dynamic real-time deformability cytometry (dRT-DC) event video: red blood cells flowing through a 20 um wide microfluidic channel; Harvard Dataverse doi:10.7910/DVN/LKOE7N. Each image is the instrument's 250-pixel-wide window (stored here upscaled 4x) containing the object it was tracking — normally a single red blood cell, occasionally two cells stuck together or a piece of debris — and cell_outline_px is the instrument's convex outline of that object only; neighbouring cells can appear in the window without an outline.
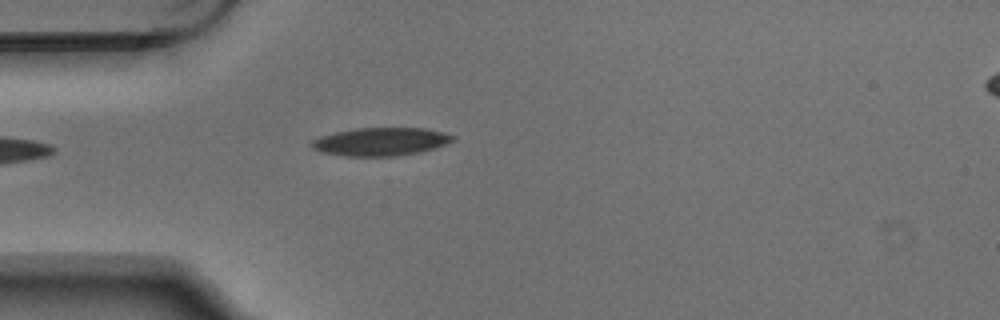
{"species": "Egyptian fruit bat (a non-hibernating species)", "species_latin": "Rousettus aegyptiacus", "temperature_condition": "warm", "stored_images_in_passage": 2, "camera_frame_rate_fps": 3000, "um_per_image_px": 0.085, "animal": {"sex": "male"}, "frame": {"image": 1, "passage_image": 2, "time_ms": 0.333, "image_size_px": [1000, 320], "cell_outline_px": [[456, 140], [420, 152], [396, 156], [344, 156], [320, 152], [312, 148], [312, 140], [320, 136], [336, 132], [356, 128], [424, 128], [444, 132], [456, 136]], "centroid_in_image_um": [32.36, 12.04], "position_along_channel_um": 52.6, "area_um2": 23.12}}